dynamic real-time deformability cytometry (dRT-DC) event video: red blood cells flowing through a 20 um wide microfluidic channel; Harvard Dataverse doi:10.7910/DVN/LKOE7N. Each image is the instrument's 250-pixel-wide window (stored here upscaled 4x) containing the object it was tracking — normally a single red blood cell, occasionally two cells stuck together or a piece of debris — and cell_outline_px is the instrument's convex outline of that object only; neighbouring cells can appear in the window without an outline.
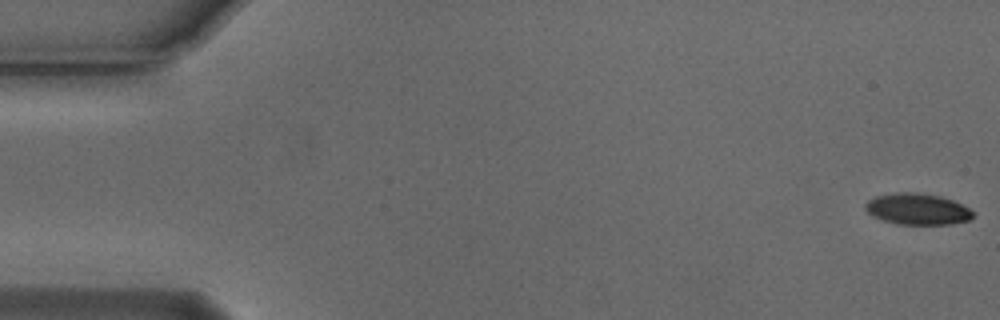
{"species": "Egyptian fruit bat (a non-hibernating species)", "species_latin": "Rousettus aegyptiacus", "temperature_condition": "cold", "stored_images_in_passage": 55, "camera_frame_rate_fps": 3000, "um_per_image_px": 0.085, "animal": {"sex": "male"}, "frame": {"image": 1, "passage_image": 1, "time_ms": 0.0, "image_size_px": [1000, 320], "cell_outline_px": [[976, 212], [968, 220], [952, 224], [896, 224], [872, 216], [864, 208], [864, 204], [868, 200], [876, 196], [896, 192], [916, 192], [940, 196], [952, 200]], "centroid_in_image_um": [77.96, 17.77], "position_along_channel_um": 7.0, "area_um2": 19.59}}
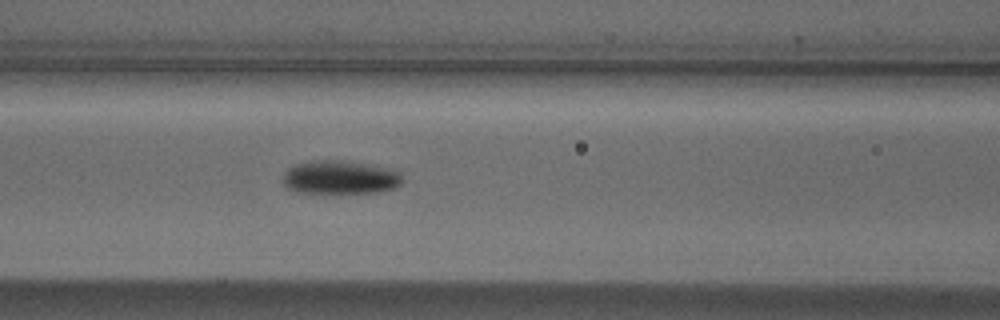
{"frame": {"image": 2, "passage_image": 23, "time_ms": 7.333, "image_size_px": [1000, 320], "cell_outline_px": [[404, 180], [400, 184], [392, 188], [376, 192], [296, 192], [288, 188], [284, 184], [284, 172], [288, 168], [296, 164], [312, 160], [340, 160], [392, 168], [400, 172]], "centroid_in_image_um": [28.92, 15.06], "position_along_channel_um": 137.7, "area_um2": 23.18}}
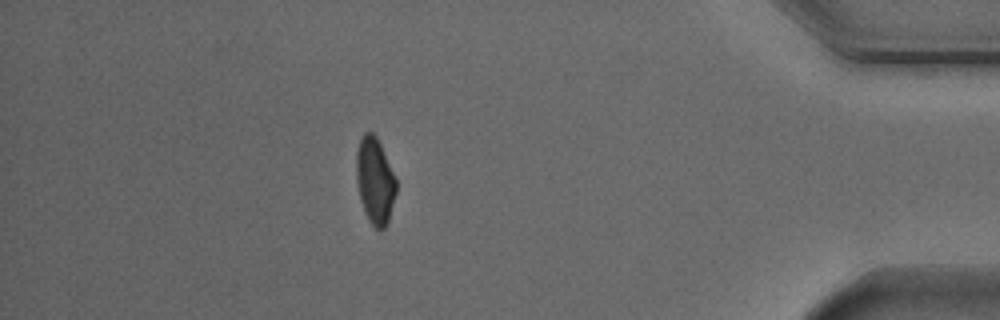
{"frame": {"image": 3, "passage_image": 48, "time_ms": 15.667, "image_size_px": [1000, 320], "cell_outline_px": [[396, 192], [388, 220], [384, 228], [376, 228], [368, 220], [364, 212], [360, 200], [356, 180], [356, 152], [360, 140], [364, 132], [372, 132], [376, 136], [380, 144], [396, 180]], "centroid_in_image_um": [31.84, 15.35], "position_along_channel_um": 403.4, "area_um2": 19.77}, "authors_computed_cell_mechanics": {"area_um2": 21.2126, "velocity_mm_per_s": 3.759, "shape_relaxation_time_tau1_ms": 2.592, "shape_relaxation_time_tau2_ms": 8.6181, "deformation_change_tau1": 0.1153, "deformation_change_tau2": 0.1261}}